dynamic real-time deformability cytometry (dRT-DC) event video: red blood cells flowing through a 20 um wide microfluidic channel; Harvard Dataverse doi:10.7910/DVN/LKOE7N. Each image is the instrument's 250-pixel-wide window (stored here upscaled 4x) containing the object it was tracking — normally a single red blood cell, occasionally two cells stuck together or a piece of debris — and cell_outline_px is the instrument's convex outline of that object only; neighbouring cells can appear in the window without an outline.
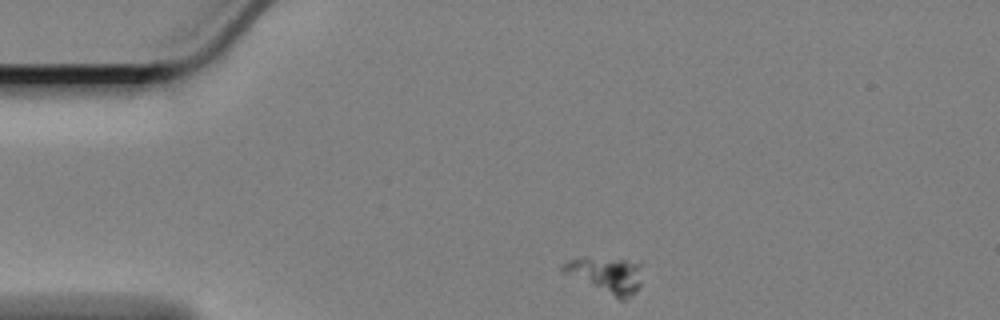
{"species": "Egyptian fruit bat (a non-hibernating species)", "species_latin": "Rousettus aegyptiacus", "temperature_condition": "cold", "stored_images_in_passage": 43, "camera_frame_rate_fps": 3000, "um_per_image_px": 0.085, "animal": {"sex": "female"}, "frame": {"image": 1, "passage_image": 1, "time_ms": 0.0, "image_size_px": [1000, 320], "cell_outline_px": [[640, 284], [636, 292], [624, 300], [620, 300], [560, 272], [560, 264], [568, 260], [580, 256], [584, 256], [640, 260]], "centroid_in_image_um": [51.48, 23.33], "position_along_channel_um": 33.5, "area_um2": 17.34}}
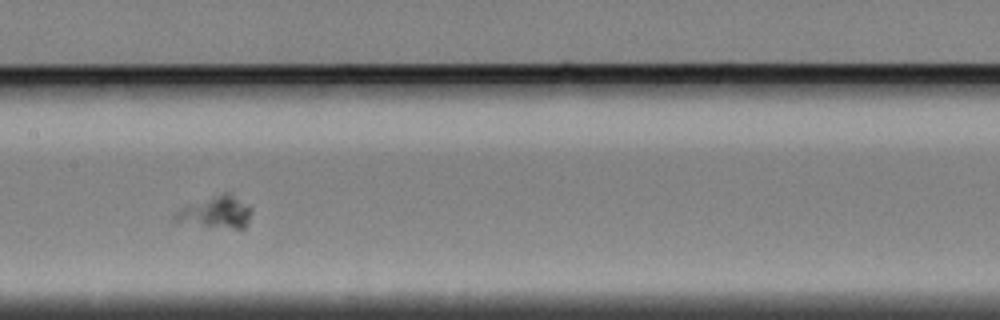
{"frame": {"image": 2, "passage_image": 19, "time_ms": 6.0, "image_size_px": [1000, 320], "cell_outline_px": [[252, 212], [248, 224], [244, 228], [232, 228], [172, 224], [172, 216], [180, 208], [188, 204], [224, 192], [228, 192], [252, 208]], "centroid_in_image_um": [18.27, 18.07], "position_along_channel_um": 189.1, "area_um2": 14.68}}
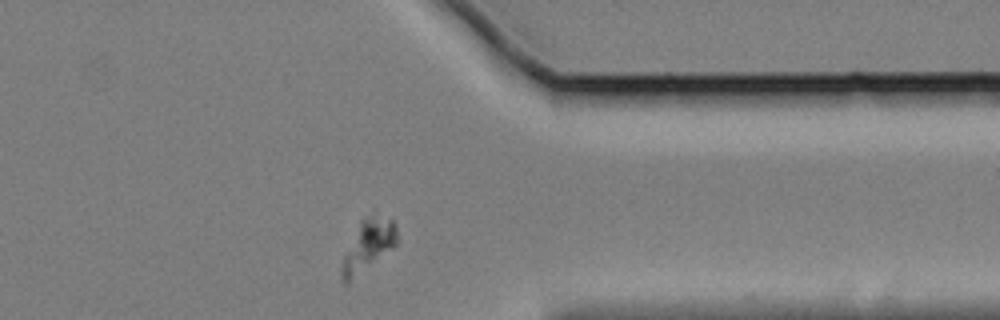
{"frame": {"image": 3, "passage_image": 37, "time_ms": 12.0, "image_size_px": [1000, 320], "cell_outline_px": [[396, 244], [392, 248], [348, 284], [344, 284], [340, 280], [340, 268], [344, 256], [360, 220], [392, 220], [396, 224]], "centroid_in_image_um": [31.22, 21.02], "position_along_channel_um": 380.2, "area_um2": 15.66}}